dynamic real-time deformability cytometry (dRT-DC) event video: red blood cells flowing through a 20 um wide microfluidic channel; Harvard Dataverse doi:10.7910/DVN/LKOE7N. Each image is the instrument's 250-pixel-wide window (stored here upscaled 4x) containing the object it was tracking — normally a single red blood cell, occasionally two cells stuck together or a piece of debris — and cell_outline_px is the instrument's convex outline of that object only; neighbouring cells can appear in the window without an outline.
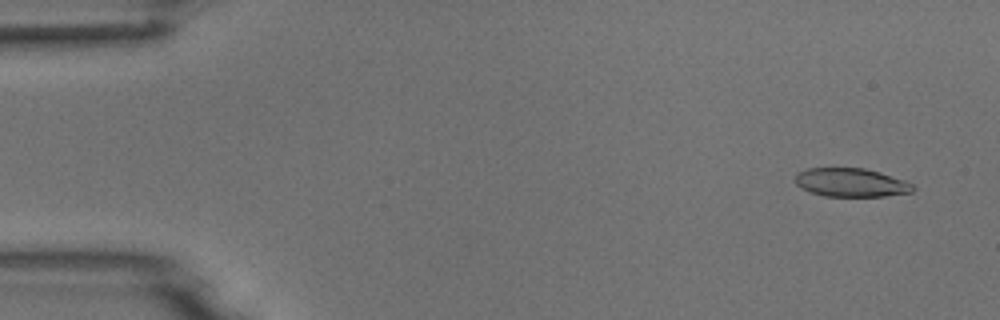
{"species": "common noctule bat (a hibernating species)", "species_latin": "Nyctalus noctula", "temperature_condition": "room temperature", "stored_images_in_passage": 5, "camera_frame_rate_fps": 3000, "um_per_image_px": 0.085, "animal": {"sex": "male", "body_mass_g": 18.8}, "frame": {"image": 1, "passage_image": 1, "time_ms": 0.0, "image_size_px": [1000, 320], "cell_outline_px": [[916, 188], [912, 192], [884, 196], [824, 196], [800, 188], [796, 184], [796, 176], [800, 172], [808, 168], [864, 168], [880, 172], [904, 180], [912, 184]], "centroid_in_image_um": [72.36, 15.52], "position_along_channel_um": 12.6, "area_um2": 19.48}}
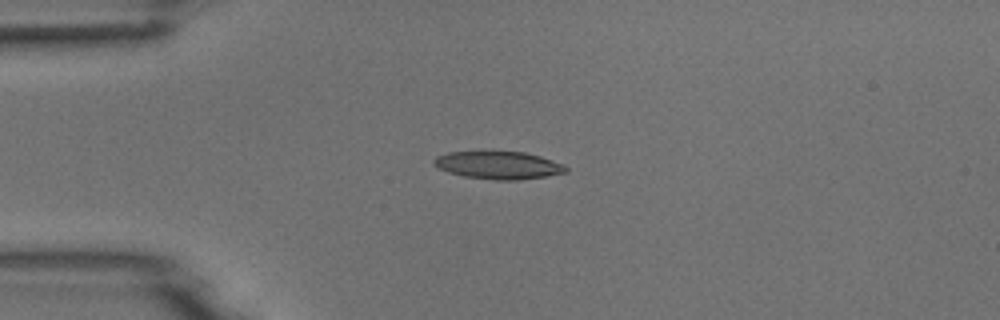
{"frame": {"image": 2, "passage_image": 3, "time_ms": 3.333, "image_size_px": [1000, 320], "cell_outline_px": [[568, 172], [548, 176], [516, 180], [496, 180], [464, 176], [448, 172], [432, 164], [432, 160], [436, 156], [448, 152], [492, 148], [524, 152], [540, 156], [564, 164], [568, 168]], "centroid_in_image_um": [42.34, 13.98], "position_along_channel_um": 42.7, "area_um2": 22.37}}